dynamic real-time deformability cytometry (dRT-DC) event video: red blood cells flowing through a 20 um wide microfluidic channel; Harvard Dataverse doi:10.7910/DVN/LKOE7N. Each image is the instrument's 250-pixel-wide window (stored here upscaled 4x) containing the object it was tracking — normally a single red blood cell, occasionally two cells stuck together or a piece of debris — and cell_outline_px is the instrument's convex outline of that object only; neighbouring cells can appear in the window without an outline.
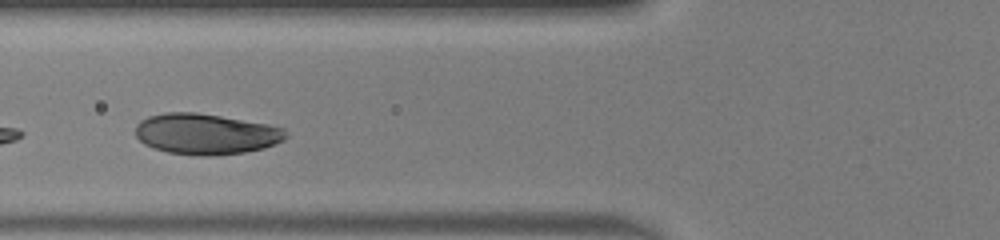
{"species": "human", "species_latin": "Homo sapiens", "temperature_condition": "warm", "stored_images_in_passage": 31, "camera_frame_rate_fps": 3000, "um_per_image_px": 0.085, "donor": {"sex": "male"}, "frame": {"image": 1, "passage_image": 9, "time_ms": 2.667, "image_size_px": [1000, 240], "cell_outline_px": [[288, 136], [284, 140], [276, 144], [264, 148], [244, 152], [212, 156], [208, 156], [168, 152], [144, 144], [136, 136], [136, 124], [140, 120], [148, 116], [164, 112], [196, 112], [268, 124], [284, 128], [288, 132]], "centroid_in_image_um": [17.52, 11.38], "position_along_channel_um": 108.3, "area_um2": 35.78}}
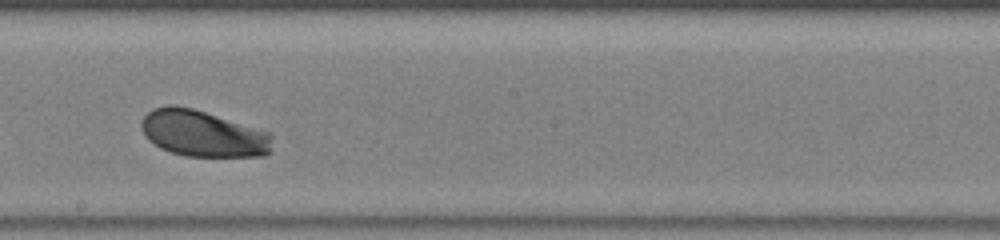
{"frame": {"image": 2, "passage_image": 18, "time_ms": 5.667, "image_size_px": [1000, 240], "cell_outline_px": [[272, 152], [264, 156], [184, 156], [160, 148], [148, 140], [144, 136], [140, 124], [144, 116], [152, 108], [168, 104], [172, 104], [192, 108], [272, 132]], "centroid_in_image_um": [17.26, 11.35], "position_along_channel_um": 230.9, "area_um2": 35.78}}
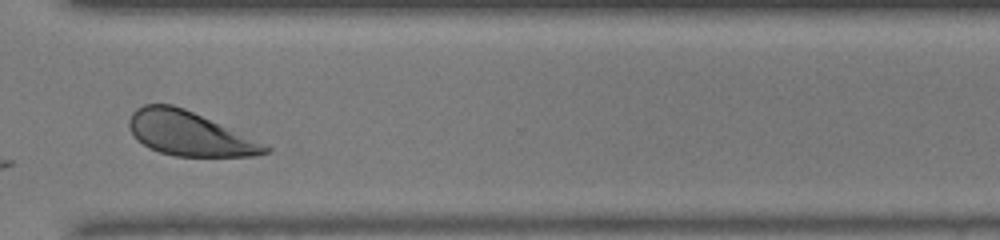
{"frame": {"image": 3, "passage_image": 27, "time_ms": 8.667, "image_size_px": [1000, 240], "cell_outline_px": [[272, 152], [256, 156], [176, 156], [160, 152], [148, 148], [136, 140], [128, 128], [128, 120], [132, 112], [136, 108], [144, 104], [172, 104], [184, 108], [268, 144], [272, 148]], "centroid_in_image_um": [16.1, 11.36], "position_along_channel_um": 354.5, "area_um2": 35.43}, "authors_computed_cell_mechanics": {"area_um2": 35.547, "velocity_mm_per_s": 4.1145, "shape_relaxation_time_tau1_ms": 1.1932, "shape_relaxation_time_tau2_ms": null, "deformation_change_tau1": 0.1083, "deformation_change_tau2": null}}